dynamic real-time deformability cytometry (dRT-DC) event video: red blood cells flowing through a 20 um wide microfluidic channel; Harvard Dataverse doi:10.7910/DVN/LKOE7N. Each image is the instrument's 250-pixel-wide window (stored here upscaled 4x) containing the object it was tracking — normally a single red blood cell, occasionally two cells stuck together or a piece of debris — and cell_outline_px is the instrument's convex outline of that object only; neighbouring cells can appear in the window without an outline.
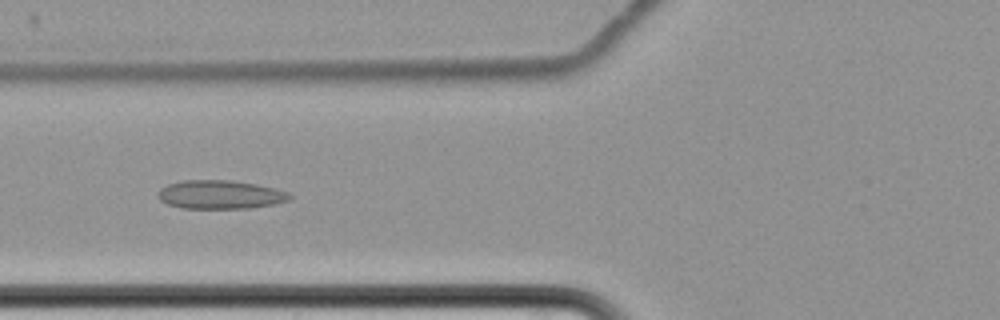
{"species": "common noctule bat (a hibernating species)", "species_latin": "Nyctalus noctula", "temperature_condition": "cold", "stored_images_in_passage": 12, "camera_frame_rate_fps": 3000, "um_per_image_px": 0.085, "animal": {"sex": "female", "body_mass_g": 22.7, "forearm_length_mm": 54.2}, "frame": {"image": 1, "passage_image": 7, "time_ms": 8.667, "image_size_px": [1000, 320], "cell_outline_px": [[292, 196], [288, 200], [272, 204], [248, 208], [180, 208], [168, 204], [160, 200], [156, 196], [160, 188], [168, 184], [184, 180], [232, 180], [256, 184], [288, 192]], "centroid_in_image_um": [18.66, 16.53], "position_along_channel_um": 107.1, "area_um2": 21.85}}
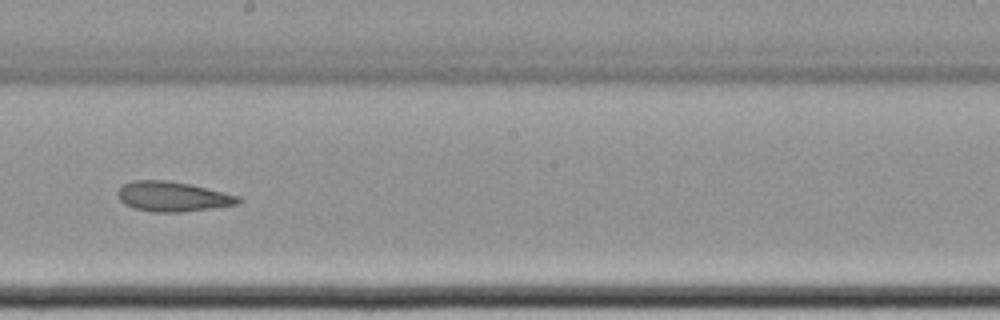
{"frame": {"image": 2, "passage_image": 10, "time_ms": 12.333, "image_size_px": [1000, 320], "cell_outline_px": [[244, 200], [240, 204], [180, 212], [152, 212], [132, 208], [124, 204], [116, 196], [116, 192], [124, 184], [132, 180], [168, 180], [188, 184], [240, 196]], "centroid_in_image_um": [14.65, 16.71], "position_along_channel_um": 233.5, "area_um2": 21.1}}
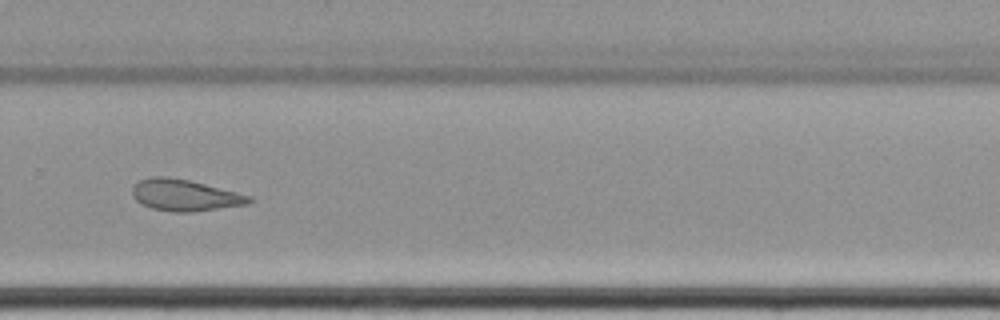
{"frame": {"image": 3, "passage_image": 12, "time_ms": 14.667, "image_size_px": [1000, 320], "cell_outline_px": [[252, 200], [248, 204], [192, 212], [172, 212], [152, 208], [140, 204], [132, 196], [132, 188], [140, 180], [148, 176], [164, 176], [188, 180], [252, 196]], "centroid_in_image_um": [15.67, 16.6], "position_along_channel_um": 314.1, "area_um2": 21.33}}